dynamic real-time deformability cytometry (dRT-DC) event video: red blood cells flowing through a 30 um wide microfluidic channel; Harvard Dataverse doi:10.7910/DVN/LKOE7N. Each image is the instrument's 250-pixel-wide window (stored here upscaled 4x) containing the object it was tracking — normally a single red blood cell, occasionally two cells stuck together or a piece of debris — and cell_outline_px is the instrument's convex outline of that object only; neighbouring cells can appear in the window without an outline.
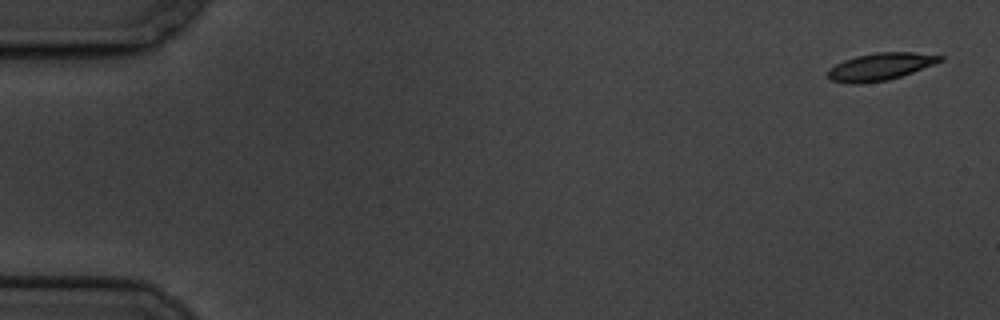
{"species": "common noctule bat (a hibernating species)", "species_latin": "Nyctalus noctula", "temperature_condition": "cold", "stored_images_in_passage": 6, "camera_frame_rate_fps": 3000, "um_per_image_px": 0.085, "animal": {"sex": "male", "body_mass_g": 19.5, "forearm_length_mm": 54.6}, "frame": {"image": 1, "passage_image": 1, "time_ms": 0.0, "image_size_px": [1000, 320], "cell_outline_px": [[944, 60], [912, 72], [888, 80], [860, 84], [852, 84], [832, 80], [828, 76], [828, 68], [844, 60], [856, 56], [876, 52], [912, 52], [944, 56]], "centroid_in_image_um": [74.81, 5.66], "position_along_channel_um": 10.2, "area_um2": 17.74}}
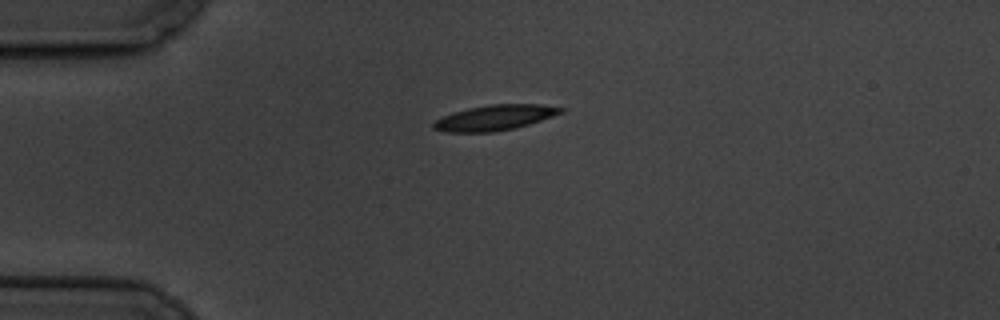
{"frame": {"image": 2, "passage_image": 4, "time_ms": 4.333, "image_size_px": [1000, 320], "cell_outline_px": [[564, 112], [516, 128], [492, 132], [448, 132], [432, 128], [432, 124], [436, 120], [452, 112], [468, 108], [488, 104], [540, 104], [564, 108]], "centroid_in_image_um": [42.04, 9.99], "position_along_channel_um": 43.0, "area_um2": 18.73}}
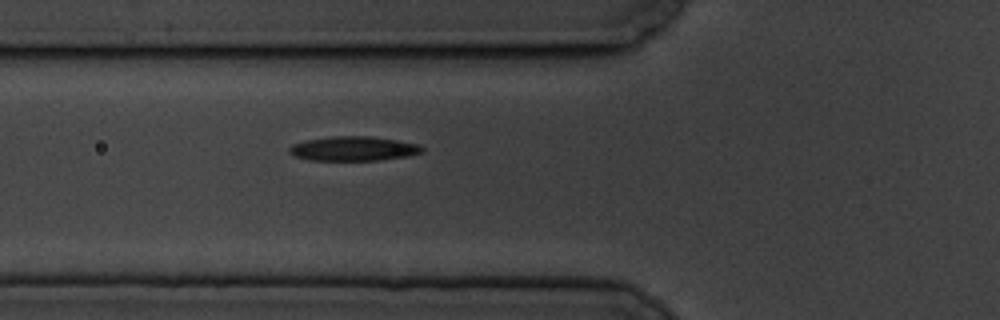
{"frame": {"image": 3, "passage_image": 6, "time_ms": 6.667, "image_size_px": [1000, 320], "cell_outline_px": [[424, 152], [408, 156], [380, 160], [308, 160], [296, 156], [288, 152], [288, 148], [292, 144], [304, 140], [332, 136], [368, 136], [396, 140], [420, 144], [424, 148]], "centroid_in_image_um": [30.05, 12.63], "position_along_channel_um": 95.8, "area_um2": 19.02}}